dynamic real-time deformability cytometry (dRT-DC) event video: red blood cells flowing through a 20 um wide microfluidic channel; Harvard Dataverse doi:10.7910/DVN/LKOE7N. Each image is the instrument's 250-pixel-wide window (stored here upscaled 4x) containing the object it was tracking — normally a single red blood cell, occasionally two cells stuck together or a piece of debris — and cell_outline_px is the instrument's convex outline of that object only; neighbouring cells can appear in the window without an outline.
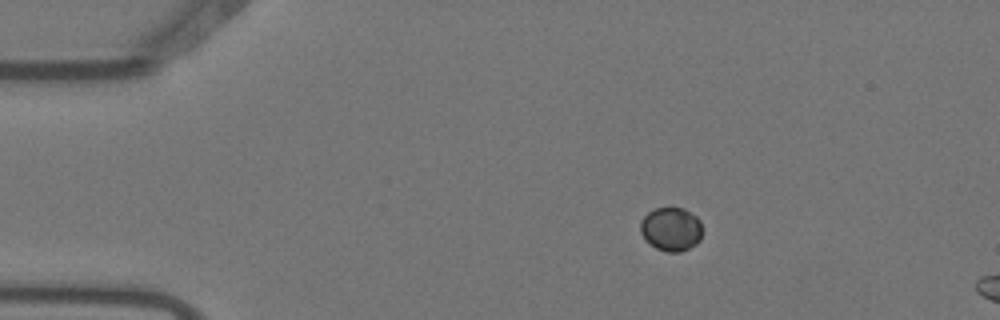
{"species": "Egyptian fruit bat (a non-hibernating species)", "species_latin": "Rousettus aegyptiacus", "temperature_condition": "warm", "stored_images_in_passage": 4, "camera_frame_rate_fps": 3000, "um_per_image_px": 0.085, "animal": {"sex": "female"}, "frame": {"image": 1, "passage_image": 2, "time_ms": 0.333, "image_size_px": [1000, 320], "cell_outline_px": [[700, 240], [696, 244], [680, 252], [668, 252], [656, 248], [644, 240], [640, 232], [640, 224], [644, 216], [648, 212], [656, 208], [684, 208], [696, 216], [700, 220]], "centroid_in_image_um": [57.02, 19.48], "position_along_channel_um": 28.0, "area_um2": 15.72}}